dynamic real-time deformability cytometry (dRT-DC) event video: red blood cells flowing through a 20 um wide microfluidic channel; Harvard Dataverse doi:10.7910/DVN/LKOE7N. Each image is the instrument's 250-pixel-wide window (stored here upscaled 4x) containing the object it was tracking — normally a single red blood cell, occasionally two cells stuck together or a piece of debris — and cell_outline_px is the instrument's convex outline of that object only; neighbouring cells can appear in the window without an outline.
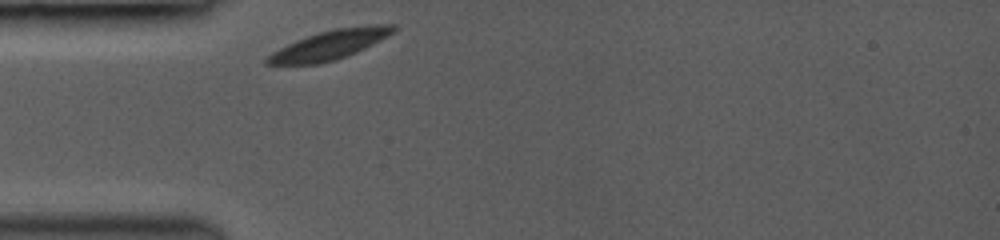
{"species": "common noctule bat (a hibernating species)", "species_latin": "Nyctalus noctula", "temperature_condition": "room temperature", "stored_images_in_passage": 1, "camera_frame_rate_fps": 3000, "um_per_image_px": 0.085, "animal": {"sex": "female", "body_mass_g": 19.0, "forearm_length_mm": 53.3}, "frame": {"image": 1, "passage_image": 1, "time_ms": 0.0, "image_size_px": [1000, 240], "cell_outline_px": [[396, 28], [388, 36], [356, 52], [336, 60], [316, 64], [264, 64], [264, 60], [272, 52], [296, 40], [332, 28], [376, 24], [396, 24]], "centroid_in_image_um": [28.03, 3.8], "position_along_channel_um": 57.0, "area_um2": 21.33}}